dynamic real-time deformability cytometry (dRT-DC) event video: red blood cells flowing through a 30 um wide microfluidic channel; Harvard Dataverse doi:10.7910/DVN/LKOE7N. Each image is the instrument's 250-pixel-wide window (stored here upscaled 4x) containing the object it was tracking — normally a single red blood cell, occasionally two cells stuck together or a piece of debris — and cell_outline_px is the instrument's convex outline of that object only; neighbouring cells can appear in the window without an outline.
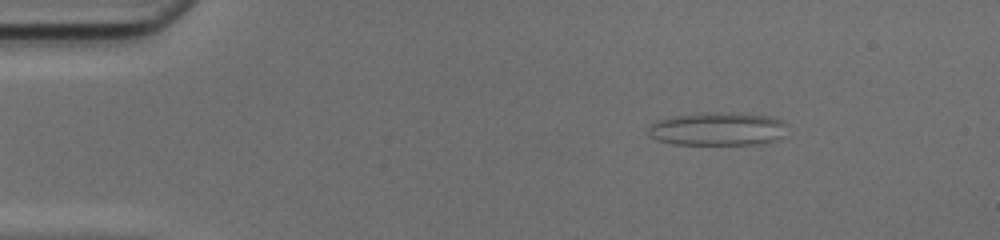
{"species": "common noctule bat (a hibernating species)", "species_latin": "Nyctalus noctula", "temperature_condition": "cold", "stored_images_in_passage": 51, "camera_frame_rate_fps": 3000, "um_per_image_px": 0.085, "animal": {"sex": "female", "body_mass_g": 17.0, "forearm_length_mm": 48.0}, "frame": {"image": 1, "passage_image": 8, "time_ms": 2.333, "image_size_px": [1000, 240], "cell_outline_px": [[784, 124], [780, 136], [776, 140], [760, 144], [672, 144], [656, 140], [648, 132], [648, 128], [656, 120], [672, 116], [728, 112], [772, 116], [780, 120]], "centroid_in_image_um": [60.95, 10.97], "position_along_channel_um": 24.1, "area_um2": 26.47}}
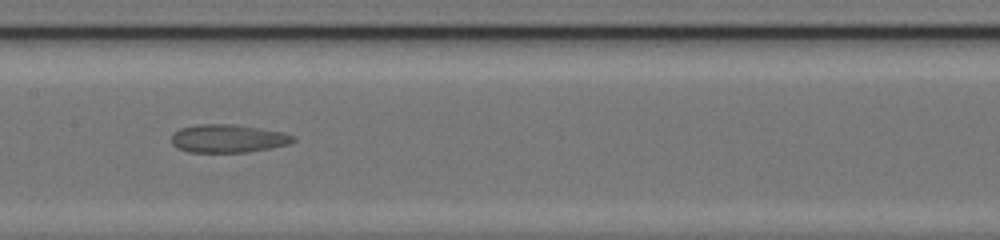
{"frame": {"image": 2, "passage_image": 26, "time_ms": 8.333, "image_size_px": [1000, 240], "cell_outline_px": [[296, 140], [288, 144], [248, 152], [188, 152], [176, 148], [172, 144], [172, 136], [180, 128], [196, 124], [236, 124], [284, 132], [292, 136]], "centroid_in_image_um": [19.36, 11.77], "position_along_channel_um": 188.0, "area_um2": 19.94}}
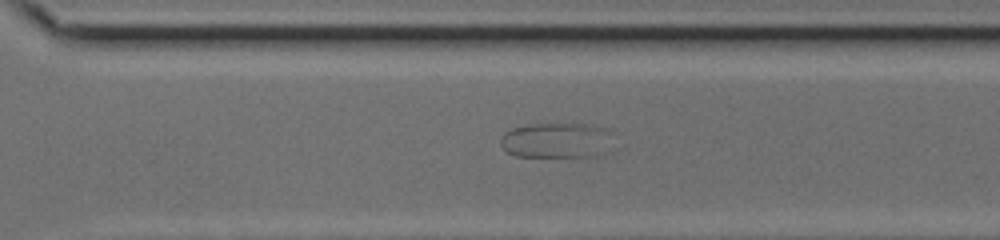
{"frame": {"image": 3, "passage_image": 36, "time_ms": 11.667, "image_size_px": [1000, 240], "cell_outline_px": [[612, 132], [588, 156], [516, 156], [508, 152], [500, 144], [500, 136], [504, 132], [512, 128], [528, 124], [572, 120], [604, 128]], "centroid_in_image_um": [47.07, 11.83], "position_along_channel_um": 323.5, "area_um2": 22.66}}